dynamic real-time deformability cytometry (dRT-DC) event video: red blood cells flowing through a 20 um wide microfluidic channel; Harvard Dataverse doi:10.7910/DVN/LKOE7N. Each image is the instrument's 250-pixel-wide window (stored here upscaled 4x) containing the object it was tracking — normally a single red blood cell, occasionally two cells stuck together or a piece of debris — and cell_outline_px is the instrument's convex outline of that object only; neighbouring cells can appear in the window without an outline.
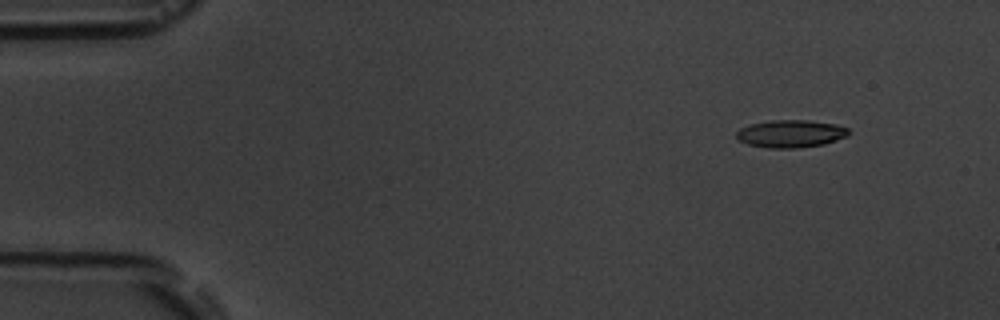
{"species": "common noctule bat (a hibernating species)", "species_latin": "Nyctalus noctula", "temperature_condition": "room temperature", "stored_images_in_passage": 6, "segment_of_instrument_passage": [2, 2], "camera_frame_rate_fps": 3000, "um_per_image_px": 0.085, "animal": {"sex": "male", "body_mass_g": 19.5, "forearm_length_mm": 54.6}, "frame": {"image": 1, "passage_image": 6, "time_ms": 6.667, "image_size_px": [1000, 320], "cell_outline_px": [[848, 136], [824, 144], [800, 148], [768, 148], [748, 144], [740, 140], [736, 136], [736, 132], [740, 128], [748, 124], [772, 120], [808, 120], [836, 124], [848, 128]], "centroid_in_image_um": [67.21, 11.36], "position_along_channel_um": 17.8, "area_um2": 18.09}}